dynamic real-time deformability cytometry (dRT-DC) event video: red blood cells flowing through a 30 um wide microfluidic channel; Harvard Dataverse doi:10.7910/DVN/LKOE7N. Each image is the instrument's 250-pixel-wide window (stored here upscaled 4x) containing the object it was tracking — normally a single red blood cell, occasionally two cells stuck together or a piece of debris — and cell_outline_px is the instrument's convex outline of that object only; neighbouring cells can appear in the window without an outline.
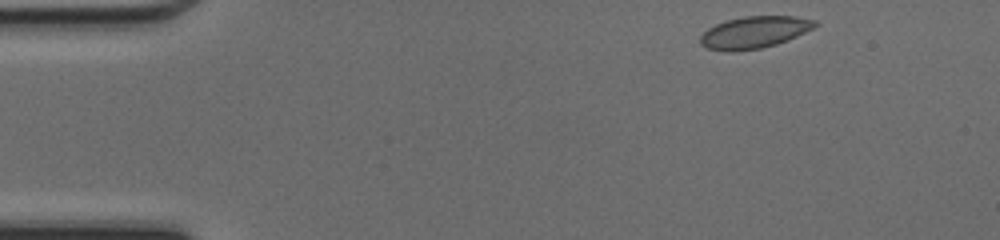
{"species": "common noctule bat (a hibernating species)", "species_latin": "Nyctalus noctula", "temperature_condition": "cold", "stored_images_in_passage": 43, "camera_frame_rate_fps": 3000, "um_per_image_px": 0.085, "animal": {"sex": "female", "body_mass_g": 17.0, "forearm_length_mm": 48.0}, "frame": {"image": 1, "passage_image": 1, "time_ms": 0.0, "image_size_px": [1000, 240], "cell_outline_px": [[820, 24], [788, 40], [776, 44], [760, 48], [732, 52], [728, 52], [708, 48], [700, 44], [700, 36], [708, 28], [716, 24], [728, 20], [744, 16], [796, 16], [816, 20]], "centroid_in_image_um": [64.12, 2.74], "position_along_channel_um": 20.9, "area_um2": 21.27}}
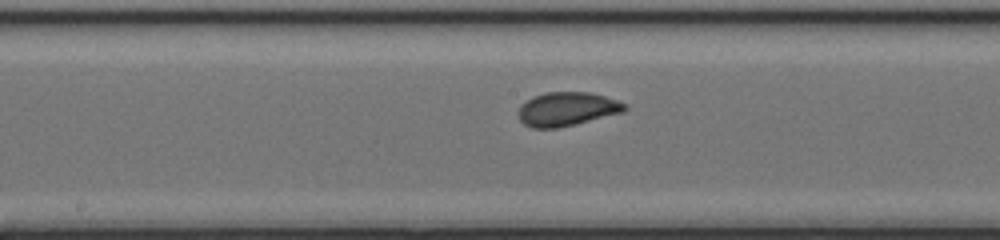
{"frame": {"image": 2, "passage_image": 20, "time_ms": 6.333, "image_size_px": [1000, 240], "cell_outline_px": [[628, 108], [624, 112], [556, 128], [532, 128], [524, 124], [520, 120], [520, 104], [532, 96], [544, 92], [588, 92], [604, 96], [628, 104]], "centroid_in_image_um": [48.19, 9.25], "position_along_channel_um": 200.0, "area_um2": 20.87}}
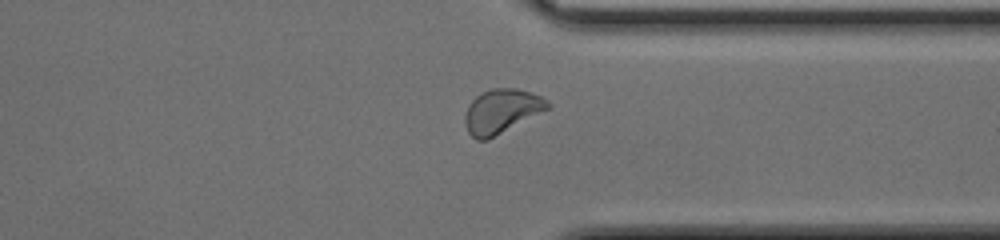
{"frame": {"image": 3, "passage_image": 32, "time_ms": 10.333, "image_size_px": [1000, 240], "cell_outline_px": [[552, 108], [488, 140], [476, 140], [468, 132], [464, 120], [464, 116], [468, 104], [480, 92], [492, 88], [516, 88], [540, 96], [548, 100], [552, 104]], "centroid_in_image_um": [42.65, 9.46], "position_along_channel_um": 368.7, "area_um2": 21.68}, "authors_computed_cell_mechanics": {"area_um2": 20.9236, "velocity_mm_per_s": 4.2507, "shape_relaxation_time_tau1_ms": 3.3514, "shape_relaxation_time_tau2_ms": null, "deformation_change_tau1": 0.0777, "deformation_change_tau2": null}}